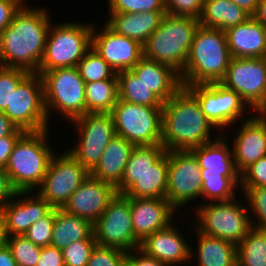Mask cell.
<instances>
[{
	"instance_id": "1",
	"label": "cell",
	"mask_w": 266,
	"mask_h": 266,
	"mask_svg": "<svg viewBox=\"0 0 266 266\" xmlns=\"http://www.w3.org/2000/svg\"><path fill=\"white\" fill-rule=\"evenodd\" d=\"M47 7L27 2L0 35V66L37 73L52 23Z\"/></svg>"
},
{
	"instance_id": "2",
	"label": "cell",
	"mask_w": 266,
	"mask_h": 266,
	"mask_svg": "<svg viewBox=\"0 0 266 266\" xmlns=\"http://www.w3.org/2000/svg\"><path fill=\"white\" fill-rule=\"evenodd\" d=\"M213 131H217L213 134L216 138L211 134ZM221 134L185 87L182 86L163 104L161 145L166 151L191 150L214 141Z\"/></svg>"
},
{
	"instance_id": "3",
	"label": "cell",
	"mask_w": 266,
	"mask_h": 266,
	"mask_svg": "<svg viewBox=\"0 0 266 266\" xmlns=\"http://www.w3.org/2000/svg\"><path fill=\"white\" fill-rule=\"evenodd\" d=\"M231 58L225 31L200 25L179 76L181 85L220 83Z\"/></svg>"
},
{
	"instance_id": "4",
	"label": "cell",
	"mask_w": 266,
	"mask_h": 266,
	"mask_svg": "<svg viewBox=\"0 0 266 266\" xmlns=\"http://www.w3.org/2000/svg\"><path fill=\"white\" fill-rule=\"evenodd\" d=\"M199 26L197 18L165 13L159 27L142 44L143 57L170 67L180 76Z\"/></svg>"
},
{
	"instance_id": "5",
	"label": "cell",
	"mask_w": 266,
	"mask_h": 266,
	"mask_svg": "<svg viewBox=\"0 0 266 266\" xmlns=\"http://www.w3.org/2000/svg\"><path fill=\"white\" fill-rule=\"evenodd\" d=\"M49 131L25 132L15 143L5 170L17 191H36L41 185L57 152L50 144Z\"/></svg>"
},
{
	"instance_id": "6",
	"label": "cell",
	"mask_w": 266,
	"mask_h": 266,
	"mask_svg": "<svg viewBox=\"0 0 266 266\" xmlns=\"http://www.w3.org/2000/svg\"><path fill=\"white\" fill-rule=\"evenodd\" d=\"M93 22L50 24L43 57L37 73L56 68L76 67L92 48Z\"/></svg>"
},
{
	"instance_id": "7",
	"label": "cell",
	"mask_w": 266,
	"mask_h": 266,
	"mask_svg": "<svg viewBox=\"0 0 266 266\" xmlns=\"http://www.w3.org/2000/svg\"><path fill=\"white\" fill-rule=\"evenodd\" d=\"M200 203L193 209L194 226L203 234L229 241L241 242L253 228L245 199Z\"/></svg>"
},
{
	"instance_id": "8",
	"label": "cell",
	"mask_w": 266,
	"mask_h": 266,
	"mask_svg": "<svg viewBox=\"0 0 266 266\" xmlns=\"http://www.w3.org/2000/svg\"><path fill=\"white\" fill-rule=\"evenodd\" d=\"M48 119L56 116L72 121L86 114V83L77 67L56 68L41 75ZM53 112V114H51ZM52 115V116H51Z\"/></svg>"
},
{
	"instance_id": "9",
	"label": "cell",
	"mask_w": 266,
	"mask_h": 266,
	"mask_svg": "<svg viewBox=\"0 0 266 266\" xmlns=\"http://www.w3.org/2000/svg\"><path fill=\"white\" fill-rule=\"evenodd\" d=\"M117 136L134 146L161 144L162 107L118 100L110 112Z\"/></svg>"
},
{
	"instance_id": "10",
	"label": "cell",
	"mask_w": 266,
	"mask_h": 266,
	"mask_svg": "<svg viewBox=\"0 0 266 266\" xmlns=\"http://www.w3.org/2000/svg\"><path fill=\"white\" fill-rule=\"evenodd\" d=\"M68 123L75 126L78 141L66 149L90 173L116 136L113 118L110 113H86Z\"/></svg>"
},
{
	"instance_id": "11",
	"label": "cell",
	"mask_w": 266,
	"mask_h": 266,
	"mask_svg": "<svg viewBox=\"0 0 266 266\" xmlns=\"http://www.w3.org/2000/svg\"><path fill=\"white\" fill-rule=\"evenodd\" d=\"M185 88L198 100L205 117L221 133H224L226 129L232 130L233 124L235 127L239 120L241 122L248 119L250 117L248 112L254 113L239 94L221 83L195 84ZM247 109L248 112H246Z\"/></svg>"
},
{
	"instance_id": "12",
	"label": "cell",
	"mask_w": 266,
	"mask_h": 266,
	"mask_svg": "<svg viewBox=\"0 0 266 266\" xmlns=\"http://www.w3.org/2000/svg\"><path fill=\"white\" fill-rule=\"evenodd\" d=\"M17 128L25 132L50 129L44 101L43 81L38 73H29L13 90L10 105L3 112Z\"/></svg>"
},
{
	"instance_id": "13",
	"label": "cell",
	"mask_w": 266,
	"mask_h": 266,
	"mask_svg": "<svg viewBox=\"0 0 266 266\" xmlns=\"http://www.w3.org/2000/svg\"><path fill=\"white\" fill-rule=\"evenodd\" d=\"M166 199L178 212L190 204L193 211L202 202L201 168L190 150L168 151ZM197 199L198 204L194 206L192 202L197 203Z\"/></svg>"
},
{
	"instance_id": "14",
	"label": "cell",
	"mask_w": 266,
	"mask_h": 266,
	"mask_svg": "<svg viewBox=\"0 0 266 266\" xmlns=\"http://www.w3.org/2000/svg\"><path fill=\"white\" fill-rule=\"evenodd\" d=\"M89 174L67 150L56 152L36 192L53 208L62 209Z\"/></svg>"
},
{
	"instance_id": "15",
	"label": "cell",
	"mask_w": 266,
	"mask_h": 266,
	"mask_svg": "<svg viewBox=\"0 0 266 266\" xmlns=\"http://www.w3.org/2000/svg\"><path fill=\"white\" fill-rule=\"evenodd\" d=\"M220 83L239 94L253 112L266 111V58H231Z\"/></svg>"
},
{
	"instance_id": "16",
	"label": "cell",
	"mask_w": 266,
	"mask_h": 266,
	"mask_svg": "<svg viewBox=\"0 0 266 266\" xmlns=\"http://www.w3.org/2000/svg\"><path fill=\"white\" fill-rule=\"evenodd\" d=\"M95 241L100 246L115 247L126 252L140 248L135 238L130 197L116 194L94 223Z\"/></svg>"
},
{
	"instance_id": "17",
	"label": "cell",
	"mask_w": 266,
	"mask_h": 266,
	"mask_svg": "<svg viewBox=\"0 0 266 266\" xmlns=\"http://www.w3.org/2000/svg\"><path fill=\"white\" fill-rule=\"evenodd\" d=\"M93 23L92 49L98 53L116 73L131 70L142 58L143 47L137 40L113 31L105 22L99 30Z\"/></svg>"
},
{
	"instance_id": "18",
	"label": "cell",
	"mask_w": 266,
	"mask_h": 266,
	"mask_svg": "<svg viewBox=\"0 0 266 266\" xmlns=\"http://www.w3.org/2000/svg\"><path fill=\"white\" fill-rule=\"evenodd\" d=\"M232 141V154L235 165L242 174L254 162L266 156V111L254 112L241 121ZM240 126V127H239Z\"/></svg>"
},
{
	"instance_id": "19",
	"label": "cell",
	"mask_w": 266,
	"mask_h": 266,
	"mask_svg": "<svg viewBox=\"0 0 266 266\" xmlns=\"http://www.w3.org/2000/svg\"><path fill=\"white\" fill-rule=\"evenodd\" d=\"M53 207L36 191H17L13 199L0 209V217L7 237L24 235L40 218Z\"/></svg>"
},
{
	"instance_id": "20",
	"label": "cell",
	"mask_w": 266,
	"mask_h": 266,
	"mask_svg": "<svg viewBox=\"0 0 266 266\" xmlns=\"http://www.w3.org/2000/svg\"><path fill=\"white\" fill-rule=\"evenodd\" d=\"M116 194V188L113 185L89 174L62 209L94 224Z\"/></svg>"
},
{
	"instance_id": "21",
	"label": "cell",
	"mask_w": 266,
	"mask_h": 266,
	"mask_svg": "<svg viewBox=\"0 0 266 266\" xmlns=\"http://www.w3.org/2000/svg\"><path fill=\"white\" fill-rule=\"evenodd\" d=\"M178 227L174 221L166 228L154 232L141 242L139 249L147 256L155 258L167 266H183L185 264L188 266L191 264L189 263L191 243L189 240L187 242L183 230H179Z\"/></svg>"
},
{
	"instance_id": "22",
	"label": "cell",
	"mask_w": 266,
	"mask_h": 266,
	"mask_svg": "<svg viewBox=\"0 0 266 266\" xmlns=\"http://www.w3.org/2000/svg\"><path fill=\"white\" fill-rule=\"evenodd\" d=\"M130 209L135 238L140 243L170 225L178 214L166 198H130Z\"/></svg>"
},
{
	"instance_id": "23",
	"label": "cell",
	"mask_w": 266,
	"mask_h": 266,
	"mask_svg": "<svg viewBox=\"0 0 266 266\" xmlns=\"http://www.w3.org/2000/svg\"><path fill=\"white\" fill-rule=\"evenodd\" d=\"M225 34L232 58H266V28L252 16Z\"/></svg>"
},
{
	"instance_id": "24",
	"label": "cell",
	"mask_w": 266,
	"mask_h": 266,
	"mask_svg": "<svg viewBox=\"0 0 266 266\" xmlns=\"http://www.w3.org/2000/svg\"><path fill=\"white\" fill-rule=\"evenodd\" d=\"M196 245H191L190 261L196 266H235L237 246L229 241L201 233L194 224ZM196 258V259H195ZM195 260V261H194Z\"/></svg>"
},
{
	"instance_id": "25",
	"label": "cell",
	"mask_w": 266,
	"mask_h": 266,
	"mask_svg": "<svg viewBox=\"0 0 266 266\" xmlns=\"http://www.w3.org/2000/svg\"><path fill=\"white\" fill-rule=\"evenodd\" d=\"M131 70L164 103L182 87L180 77L174 70L145 57Z\"/></svg>"
},
{
	"instance_id": "26",
	"label": "cell",
	"mask_w": 266,
	"mask_h": 266,
	"mask_svg": "<svg viewBox=\"0 0 266 266\" xmlns=\"http://www.w3.org/2000/svg\"><path fill=\"white\" fill-rule=\"evenodd\" d=\"M165 11L108 13L106 24L116 33L143 44L159 27Z\"/></svg>"
},
{
	"instance_id": "27",
	"label": "cell",
	"mask_w": 266,
	"mask_h": 266,
	"mask_svg": "<svg viewBox=\"0 0 266 266\" xmlns=\"http://www.w3.org/2000/svg\"><path fill=\"white\" fill-rule=\"evenodd\" d=\"M227 138L229 136L225 132L214 141L190 150L197 158L201 172H214L224 176H241L235 165L231 143Z\"/></svg>"
},
{
	"instance_id": "28",
	"label": "cell",
	"mask_w": 266,
	"mask_h": 266,
	"mask_svg": "<svg viewBox=\"0 0 266 266\" xmlns=\"http://www.w3.org/2000/svg\"><path fill=\"white\" fill-rule=\"evenodd\" d=\"M134 147L131 142L116 135L109 142L99 163L90 172V175L110 183L116 188L121 182L126 164Z\"/></svg>"
},
{
	"instance_id": "29",
	"label": "cell",
	"mask_w": 266,
	"mask_h": 266,
	"mask_svg": "<svg viewBox=\"0 0 266 266\" xmlns=\"http://www.w3.org/2000/svg\"><path fill=\"white\" fill-rule=\"evenodd\" d=\"M95 239L94 224L85 219L55 208V219L52 231L51 244L58 249L79 240Z\"/></svg>"
},
{
	"instance_id": "30",
	"label": "cell",
	"mask_w": 266,
	"mask_h": 266,
	"mask_svg": "<svg viewBox=\"0 0 266 266\" xmlns=\"http://www.w3.org/2000/svg\"><path fill=\"white\" fill-rule=\"evenodd\" d=\"M251 16L231 0H204L200 25L222 31L239 25Z\"/></svg>"
},
{
	"instance_id": "31",
	"label": "cell",
	"mask_w": 266,
	"mask_h": 266,
	"mask_svg": "<svg viewBox=\"0 0 266 266\" xmlns=\"http://www.w3.org/2000/svg\"><path fill=\"white\" fill-rule=\"evenodd\" d=\"M168 151H166L140 179L125 193L130 198H166Z\"/></svg>"
},
{
	"instance_id": "32",
	"label": "cell",
	"mask_w": 266,
	"mask_h": 266,
	"mask_svg": "<svg viewBox=\"0 0 266 266\" xmlns=\"http://www.w3.org/2000/svg\"><path fill=\"white\" fill-rule=\"evenodd\" d=\"M166 152L161 144L135 146L126 164L117 194H124Z\"/></svg>"
},
{
	"instance_id": "33",
	"label": "cell",
	"mask_w": 266,
	"mask_h": 266,
	"mask_svg": "<svg viewBox=\"0 0 266 266\" xmlns=\"http://www.w3.org/2000/svg\"><path fill=\"white\" fill-rule=\"evenodd\" d=\"M119 99L149 107H163L164 102L132 70L117 73Z\"/></svg>"
},
{
	"instance_id": "34",
	"label": "cell",
	"mask_w": 266,
	"mask_h": 266,
	"mask_svg": "<svg viewBox=\"0 0 266 266\" xmlns=\"http://www.w3.org/2000/svg\"><path fill=\"white\" fill-rule=\"evenodd\" d=\"M202 203L230 201L239 197L241 176H224L214 172H201ZM236 191V192H235Z\"/></svg>"
},
{
	"instance_id": "35",
	"label": "cell",
	"mask_w": 266,
	"mask_h": 266,
	"mask_svg": "<svg viewBox=\"0 0 266 266\" xmlns=\"http://www.w3.org/2000/svg\"><path fill=\"white\" fill-rule=\"evenodd\" d=\"M86 113H110L119 100L118 79L86 83Z\"/></svg>"
},
{
	"instance_id": "36",
	"label": "cell",
	"mask_w": 266,
	"mask_h": 266,
	"mask_svg": "<svg viewBox=\"0 0 266 266\" xmlns=\"http://www.w3.org/2000/svg\"><path fill=\"white\" fill-rule=\"evenodd\" d=\"M236 246L240 265L266 266V230L253 227Z\"/></svg>"
},
{
	"instance_id": "37",
	"label": "cell",
	"mask_w": 266,
	"mask_h": 266,
	"mask_svg": "<svg viewBox=\"0 0 266 266\" xmlns=\"http://www.w3.org/2000/svg\"><path fill=\"white\" fill-rule=\"evenodd\" d=\"M76 67L85 83L118 79L115 70L92 48Z\"/></svg>"
},
{
	"instance_id": "38",
	"label": "cell",
	"mask_w": 266,
	"mask_h": 266,
	"mask_svg": "<svg viewBox=\"0 0 266 266\" xmlns=\"http://www.w3.org/2000/svg\"><path fill=\"white\" fill-rule=\"evenodd\" d=\"M7 246L10 248L17 266H36L41 254V247L33 244L24 235L7 237Z\"/></svg>"
},
{
	"instance_id": "39",
	"label": "cell",
	"mask_w": 266,
	"mask_h": 266,
	"mask_svg": "<svg viewBox=\"0 0 266 266\" xmlns=\"http://www.w3.org/2000/svg\"><path fill=\"white\" fill-rule=\"evenodd\" d=\"M240 191L243 193L241 195L244 196L241 197L246 200L253 227L266 230V186L240 188Z\"/></svg>"
},
{
	"instance_id": "40",
	"label": "cell",
	"mask_w": 266,
	"mask_h": 266,
	"mask_svg": "<svg viewBox=\"0 0 266 266\" xmlns=\"http://www.w3.org/2000/svg\"><path fill=\"white\" fill-rule=\"evenodd\" d=\"M30 72L21 68L0 66V111L4 112L10 105L13 90Z\"/></svg>"
},
{
	"instance_id": "41",
	"label": "cell",
	"mask_w": 266,
	"mask_h": 266,
	"mask_svg": "<svg viewBox=\"0 0 266 266\" xmlns=\"http://www.w3.org/2000/svg\"><path fill=\"white\" fill-rule=\"evenodd\" d=\"M109 13L165 11L163 0H107Z\"/></svg>"
},
{
	"instance_id": "42",
	"label": "cell",
	"mask_w": 266,
	"mask_h": 266,
	"mask_svg": "<svg viewBox=\"0 0 266 266\" xmlns=\"http://www.w3.org/2000/svg\"><path fill=\"white\" fill-rule=\"evenodd\" d=\"M128 252L115 247L96 244L91 252L87 266H124Z\"/></svg>"
},
{
	"instance_id": "43",
	"label": "cell",
	"mask_w": 266,
	"mask_h": 266,
	"mask_svg": "<svg viewBox=\"0 0 266 266\" xmlns=\"http://www.w3.org/2000/svg\"><path fill=\"white\" fill-rule=\"evenodd\" d=\"M54 219L55 208H53L47 215L35 222L24 234V236L38 247L43 248L50 245Z\"/></svg>"
},
{
	"instance_id": "44",
	"label": "cell",
	"mask_w": 266,
	"mask_h": 266,
	"mask_svg": "<svg viewBox=\"0 0 266 266\" xmlns=\"http://www.w3.org/2000/svg\"><path fill=\"white\" fill-rule=\"evenodd\" d=\"M96 244L95 239H84L65 247L62 250L65 266H87Z\"/></svg>"
},
{
	"instance_id": "45",
	"label": "cell",
	"mask_w": 266,
	"mask_h": 266,
	"mask_svg": "<svg viewBox=\"0 0 266 266\" xmlns=\"http://www.w3.org/2000/svg\"><path fill=\"white\" fill-rule=\"evenodd\" d=\"M165 13L173 16H187L199 19L204 0H163Z\"/></svg>"
},
{
	"instance_id": "46",
	"label": "cell",
	"mask_w": 266,
	"mask_h": 266,
	"mask_svg": "<svg viewBox=\"0 0 266 266\" xmlns=\"http://www.w3.org/2000/svg\"><path fill=\"white\" fill-rule=\"evenodd\" d=\"M266 186V156L254 162L241 174L240 188Z\"/></svg>"
},
{
	"instance_id": "47",
	"label": "cell",
	"mask_w": 266,
	"mask_h": 266,
	"mask_svg": "<svg viewBox=\"0 0 266 266\" xmlns=\"http://www.w3.org/2000/svg\"><path fill=\"white\" fill-rule=\"evenodd\" d=\"M27 0H0V35Z\"/></svg>"
},
{
	"instance_id": "48",
	"label": "cell",
	"mask_w": 266,
	"mask_h": 266,
	"mask_svg": "<svg viewBox=\"0 0 266 266\" xmlns=\"http://www.w3.org/2000/svg\"><path fill=\"white\" fill-rule=\"evenodd\" d=\"M36 266H65L62 250L52 245L41 248Z\"/></svg>"
},
{
	"instance_id": "49",
	"label": "cell",
	"mask_w": 266,
	"mask_h": 266,
	"mask_svg": "<svg viewBox=\"0 0 266 266\" xmlns=\"http://www.w3.org/2000/svg\"><path fill=\"white\" fill-rule=\"evenodd\" d=\"M25 133L18 128L12 135L0 138V168H5L17 140Z\"/></svg>"
},
{
	"instance_id": "50",
	"label": "cell",
	"mask_w": 266,
	"mask_h": 266,
	"mask_svg": "<svg viewBox=\"0 0 266 266\" xmlns=\"http://www.w3.org/2000/svg\"><path fill=\"white\" fill-rule=\"evenodd\" d=\"M17 190L13 187L9 174L5 168H0V209L16 195Z\"/></svg>"
},
{
	"instance_id": "51",
	"label": "cell",
	"mask_w": 266,
	"mask_h": 266,
	"mask_svg": "<svg viewBox=\"0 0 266 266\" xmlns=\"http://www.w3.org/2000/svg\"><path fill=\"white\" fill-rule=\"evenodd\" d=\"M127 262L131 266H167L165 263L159 260L147 256L140 249L132 250L128 252Z\"/></svg>"
},
{
	"instance_id": "52",
	"label": "cell",
	"mask_w": 266,
	"mask_h": 266,
	"mask_svg": "<svg viewBox=\"0 0 266 266\" xmlns=\"http://www.w3.org/2000/svg\"><path fill=\"white\" fill-rule=\"evenodd\" d=\"M18 128L0 111V138L12 135Z\"/></svg>"
},
{
	"instance_id": "53",
	"label": "cell",
	"mask_w": 266,
	"mask_h": 266,
	"mask_svg": "<svg viewBox=\"0 0 266 266\" xmlns=\"http://www.w3.org/2000/svg\"><path fill=\"white\" fill-rule=\"evenodd\" d=\"M234 4L239 6L250 16H253L257 10L258 3L260 0H231Z\"/></svg>"
},
{
	"instance_id": "54",
	"label": "cell",
	"mask_w": 266,
	"mask_h": 266,
	"mask_svg": "<svg viewBox=\"0 0 266 266\" xmlns=\"http://www.w3.org/2000/svg\"><path fill=\"white\" fill-rule=\"evenodd\" d=\"M0 266H17L12 252L7 245L0 249Z\"/></svg>"
},
{
	"instance_id": "55",
	"label": "cell",
	"mask_w": 266,
	"mask_h": 266,
	"mask_svg": "<svg viewBox=\"0 0 266 266\" xmlns=\"http://www.w3.org/2000/svg\"><path fill=\"white\" fill-rule=\"evenodd\" d=\"M252 17L266 28V0L259 1L257 10Z\"/></svg>"
},
{
	"instance_id": "56",
	"label": "cell",
	"mask_w": 266,
	"mask_h": 266,
	"mask_svg": "<svg viewBox=\"0 0 266 266\" xmlns=\"http://www.w3.org/2000/svg\"><path fill=\"white\" fill-rule=\"evenodd\" d=\"M7 245V235L2 218L0 217V249Z\"/></svg>"
},
{
	"instance_id": "57",
	"label": "cell",
	"mask_w": 266,
	"mask_h": 266,
	"mask_svg": "<svg viewBox=\"0 0 266 266\" xmlns=\"http://www.w3.org/2000/svg\"><path fill=\"white\" fill-rule=\"evenodd\" d=\"M124 266H131L128 262H126V264Z\"/></svg>"
},
{
	"instance_id": "58",
	"label": "cell",
	"mask_w": 266,
	"mask_h": 266,
	"mask_svg": "<svg viewBox=\"0 0 266 266\" xmlns=\"http://www.w3.org/2000/svg\"><path fill=\"white\" fill-rule=\"evenodd\" d=\"M235 266H242V265H240L238 262L235 264Z\"/></svg>"
}]
</instances>
